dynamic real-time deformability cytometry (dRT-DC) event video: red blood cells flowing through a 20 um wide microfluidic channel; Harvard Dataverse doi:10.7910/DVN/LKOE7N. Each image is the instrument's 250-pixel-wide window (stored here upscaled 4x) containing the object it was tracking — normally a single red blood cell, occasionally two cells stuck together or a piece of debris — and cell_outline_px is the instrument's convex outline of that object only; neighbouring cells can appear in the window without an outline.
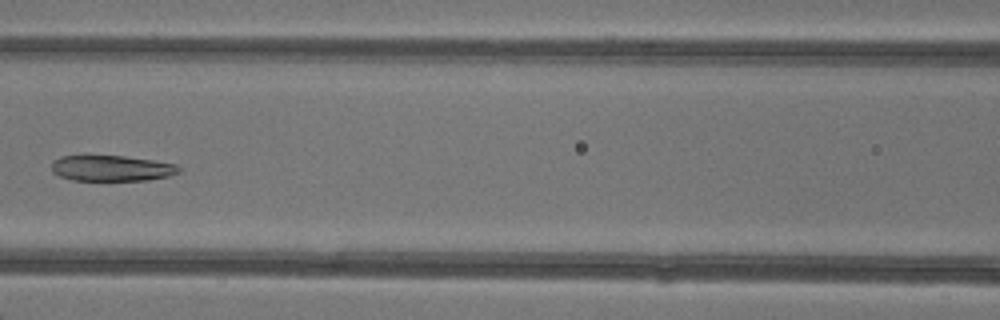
{"species": "common noctule bat (a hibernating species)", "species_latin": "Nyctalus noctula", "temperature_condition": "warm", "stored_images_in_passage": 7, "camera_frame_rate_fps": 3000, "um_per_image_px": 0.085, "animal": {"sex": "female"}, "frame": {"image": 1, "passage_image": 6, "time_ms": 7.0, "image_size_px": [1000, 320], "cell_outline_px": [[180, 172], [168, 176], [148, 180], [72, 180], [60, 176], [52, 172], [52, 160], [60, 156], [124, 156], [152, 160], [176, 164], [180, 168]], "centroid_in_image_um": [9.47, 14.3], "position_along_channel_um": 157.1, "area_um2": 19.02}}
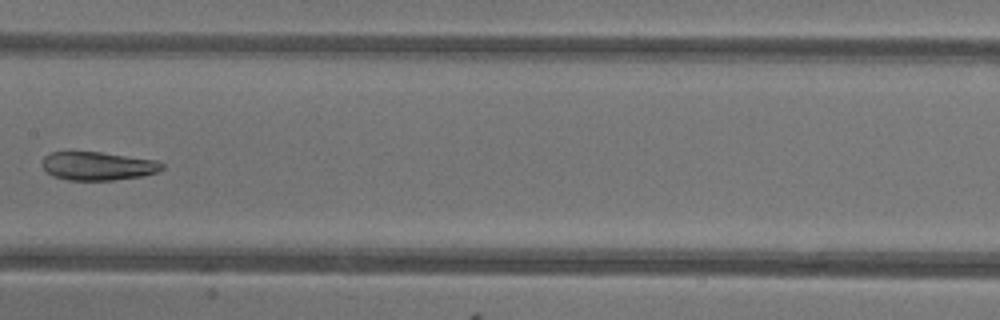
{"frame": {"image": 2, "passage_image": 7, "time_ms": 8.0, "image_size_px": [1000, 320], "cell_outline_px": [[164, 168], [156, 172], [140, 176], [112, 180], [68, 180], [52, 176], [40, 164], [44, 156], [52, 152], [100, 152], [156, 160], [164, 164]], "centroid_in_image_um": [8.29, 14.11], "position_along_channel_um": 199.1, "area_um2": 19.77}}